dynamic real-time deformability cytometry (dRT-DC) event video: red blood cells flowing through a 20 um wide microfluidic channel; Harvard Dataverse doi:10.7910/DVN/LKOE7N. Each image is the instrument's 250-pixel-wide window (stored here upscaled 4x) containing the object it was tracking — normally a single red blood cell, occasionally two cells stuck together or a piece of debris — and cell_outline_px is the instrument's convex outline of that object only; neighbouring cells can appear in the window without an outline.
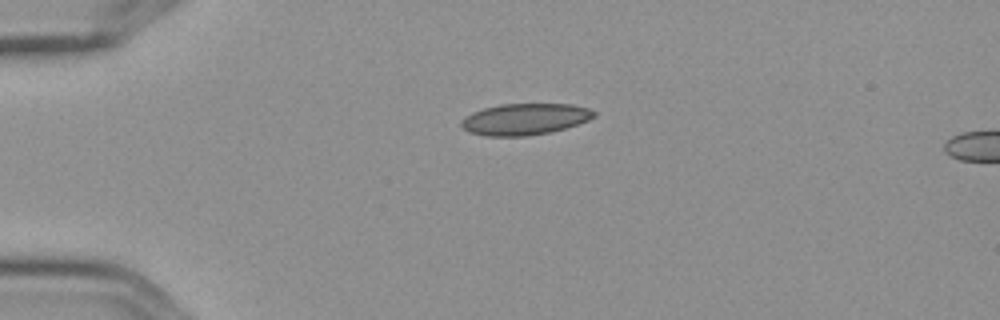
{"species": "Egyptian fruit bat (a non-hibernating species)", "species_latin": "Rousettus aegyptiacus", "temperature_condition": "cold", "stored_images_in_passage": 3, "segment_of_instrument_passage": [1, 2], "camera_frame_rate_fps": 3000, "um_per_image_px": 0.085, "frame": {"image": 1, "passage_image": 1, "time_ms": 0.0, "image_size_px": [1000, 320], "cell_outline_px": [[596, 116], [588, 120], [564, 128], [548, 132], [528, 136], [484, 136], [468, 132], [460, 124], [460, 120], [464, 116], [472, 112], [484, 108], [500, 104], [572, 104], [588, 108], [596, 112]], "centroid_in_image_um": [44.57, 10.12], "position_along_channel_um": 40.4, "area_um2": 24.33}}